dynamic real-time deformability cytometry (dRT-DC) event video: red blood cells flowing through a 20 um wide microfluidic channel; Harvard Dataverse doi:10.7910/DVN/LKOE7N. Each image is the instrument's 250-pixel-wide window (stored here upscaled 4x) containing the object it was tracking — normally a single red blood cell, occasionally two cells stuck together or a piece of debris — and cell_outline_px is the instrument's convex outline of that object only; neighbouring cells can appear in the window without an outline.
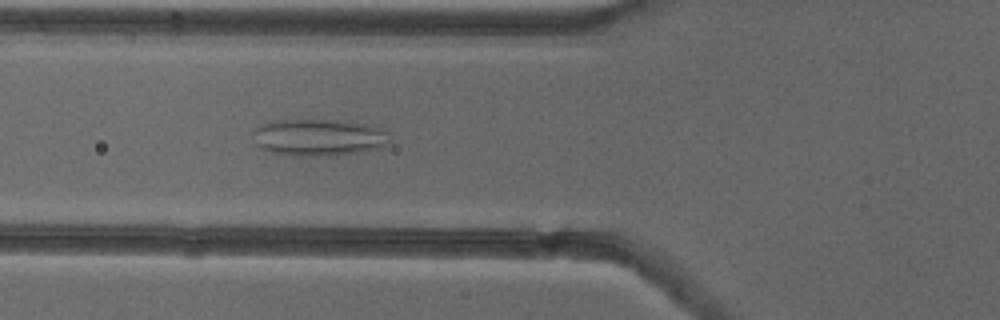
{"species": "common noctule bat (a hibernating species)", "species_latin": "Nyctalus noctula", "temperature_condition": "cold", "stored_images_in_passage": 48, "camera_frame_rate_fps": 3000, "um_per_image_px": 0.085, "animal": {"sex": "female"}, "frame": {"image": 1, "passage_image": 15, "time_ms": 4.667, "image_size_px": [1000, 320], "cell_outline_px": [[392, 144], [380, 148], [360, 152], [332, 156], [292, 156], [272, 152], [260, 148], [256, 144], [252, 132], [256, 128], [264, 124], [276, 120], [336, 120], [364, 124], [380, 128], [388, 132], [392, 140]], "centroid_in_image_um": [27.14, 11.7], "position_along_channel_um": 98.7, "area_um2": 29.71}}
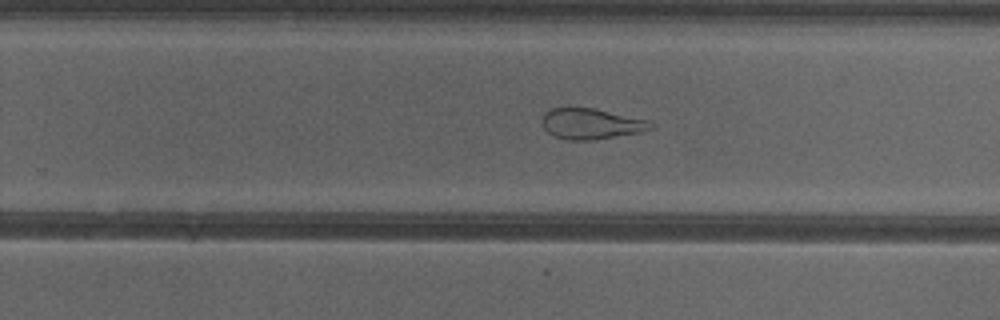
{"frame": {"image": 2, "passage_image": 29, "time_ms": 9.333, "image_size_px": [1000, 320], "cell_outline_px": [[656, 128], [644, 132], [592, 140], [564, 140], [548, 132], [540, 124], [540, 120], [544, 112], [552, 108], [596, 108], [648, 120], [656, 124]], "centroid_in_image_um": [50.28, 10.52], "position_along_channel_um": 279.5, "area_um2": 19.88}}
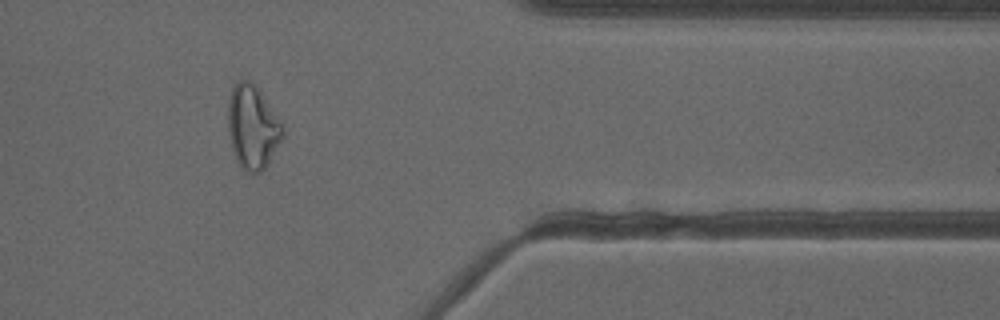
{"frame": {"image": 3, "passage_image": 39, "time_ms": 12.667, "image_size_px": [1000, 320], "cell_outline_px": [[284, 136], [268, 164], [260, 172], [244, 172], [236, 160], [228, 136], [228, 100], [232, 88], [236, 80], [248, 80], [260, 92], [284, 124]], "centroid_in_image_um": [21.47, 10.82], "position_along_channel_um": 389.9, "area_um2": 26.82}, "authors_computed_cell_mechanics": {"area_um2": 26.877, "velocity_mm_per_s": 3.8522, "shape_relaxation_time_tau1_ms": null, "shape_relaxation_time_tau2_ms": 2.3644, "deformation_change_tau1": null, "deformation_change_tau2": 0.1064}}